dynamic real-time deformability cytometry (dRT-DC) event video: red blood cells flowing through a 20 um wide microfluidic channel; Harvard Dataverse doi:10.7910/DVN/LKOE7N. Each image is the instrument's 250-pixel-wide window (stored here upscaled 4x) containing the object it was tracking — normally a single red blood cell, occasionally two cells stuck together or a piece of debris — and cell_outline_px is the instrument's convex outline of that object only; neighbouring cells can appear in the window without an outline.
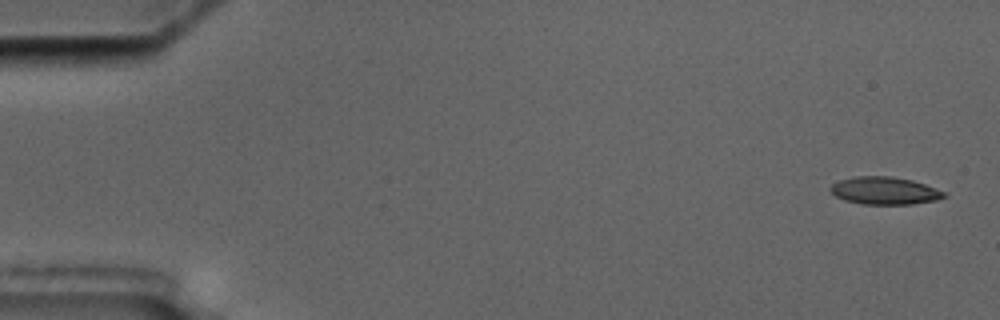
{"species": "common noctule bat (a hibernating species)", "species_latin": "Nyctalus noctula", "temperature_condition": "cold", "stored_images_in_passage": 5, "camera_frame_rate_fps": 3000, "um_per_image_px": 0.085, "animal": {"sex": "male", "body_mass_g": 17.5, "forearm_length_mm": 52.3}, "frame": {"image": 1, "passage_image": 1, "time_ms": 0.0, "image_size_px": [1000, 320], "cell_outline_px": [[948, 196], [936, 200], [912, 204], [864, 204], [844, 200], [836, 196], [828, 188], [832, 184], [840, 180], [852, 176], [892, 176], [912, 180], [948, 192]], "centroid_in_image_um": [75.22, 16.2], "position_along_channel_um": 9.8, "area_um2": 18.38}}
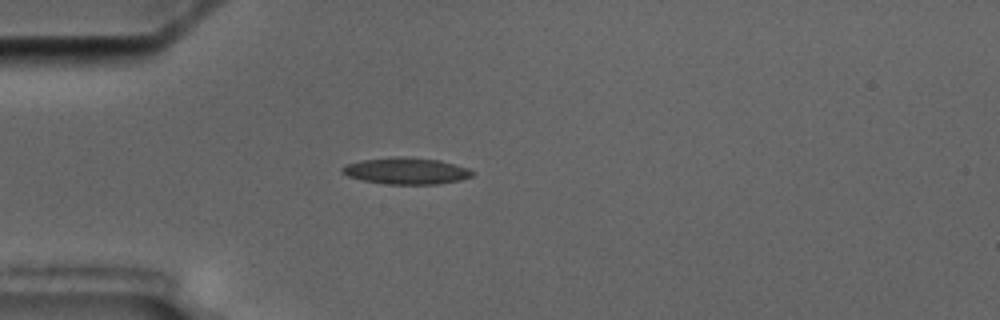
{"frame": {"image": 2, "passage_image": 5, "time_ms": 4.667, "image_size_px": [1000, 320], "cell_outline_px": [[476, 172], [472, 176], [460, 180], [436, 184], [388, 184], [364, 180], [348, 176], [340, 172], [340, 168], [344, 164], [360, 160], [396, 156], [404, 156], [440, 160], [468, 168]], "centroid_in_image_um": [34.5, 14.51], "position_along_channel_um": 50.5, "area_um2": 20.29}}